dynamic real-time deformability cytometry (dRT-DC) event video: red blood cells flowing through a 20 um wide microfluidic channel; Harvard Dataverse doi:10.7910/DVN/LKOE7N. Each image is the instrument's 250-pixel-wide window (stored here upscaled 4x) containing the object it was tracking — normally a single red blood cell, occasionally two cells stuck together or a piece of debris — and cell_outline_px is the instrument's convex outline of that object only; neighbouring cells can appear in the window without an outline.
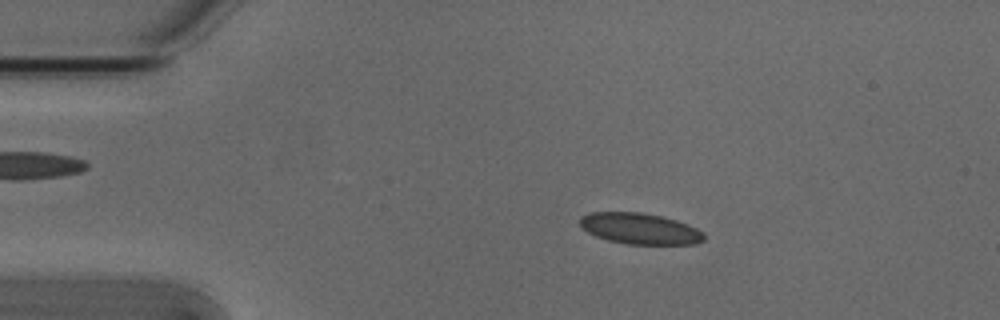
{"species": "Egyptian fruit bat (a non-hibernating species)", "species_latin": "Rousettus aegyptiacus", "temperature_condition": "cold", "stored_images_in_passage": 49, "camera_frame_rate_fps": 3000, "um_per_image_px": 0.085, "animal": {"sex": "male"}, "frame": {"image": 1, "passage_image": 6, "time_ms": 1.667, "image_size_px": [1000, 320], "cell_outline_px": [[704, 240], [696, 244], [628, 244], [608, 240], [596, 236], [580, 228], [580, 216], [592, 212], [640, 212], [660, 216], [676, 220], [688, 224], [704, 232]], "centroid_in_image_um": [54.38, 19.43], "position_along_channel_um": 30.6, "area_um2": 22.48}}
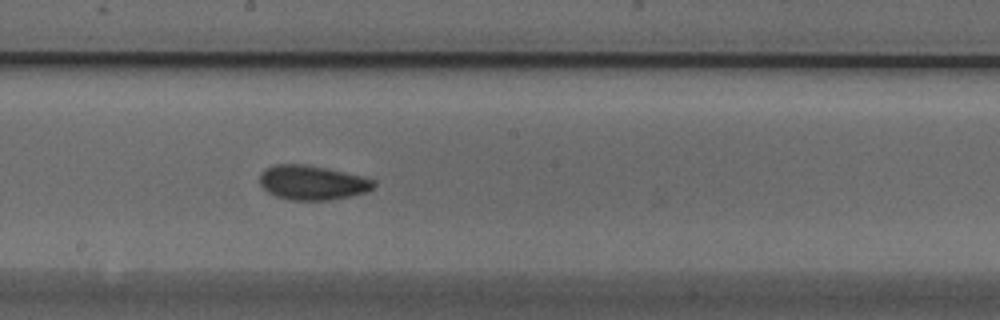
{"frame": {"image": 2, "passage_image": 25, "time_ms": 8.0, "image_size_px": [1000, 320], "cell_outline_px": [[376, 188], [368, 192], [328, 200], [288, 200], [276, 196], [268, 192], [260, 184], [260, 172], [264, 168], [276, 164], [304, 164], [328, 168], [364, 176], [372, 180], [376, 184]], "centroid_in_image_um": [26.55, 15.51], "position_along_channel_um": 221.6, "area_um2": 23.12}}
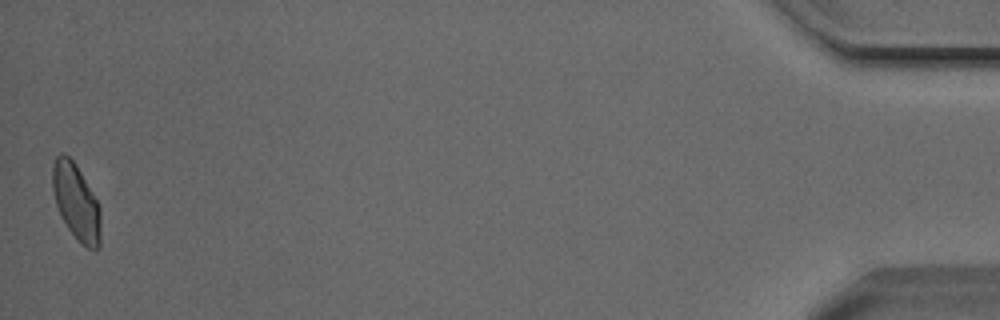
{"frame": {"image": 3, "passage_image": 49, "time_ms": 16.0, "image_size_px": [1000, 320], "cell_outline_px": [[100, 248], [88, 248], [80, 244], [68, 228], [60, 216], [56, 204], [52, 188], [52, 164], [56, 156], [60, 152], [64, 152], [76, 164], [96, 200], [100, 208]], "centroid_in_image_um": [6.45, 17.16], "position_along_channel_um": 428.8, "area_um2": 21.39}, "authors_computed_cell_mechanics": {"area_um2": 22.1374, "velocity_mm_per_s": 3.8226, "shape_relaxation_time_tau1_ms": null, "shape_relaxation_time_tau2_ms": 1.571, "deformation_change_tau1": null, "deformation_change_tau2": 0.0553}}